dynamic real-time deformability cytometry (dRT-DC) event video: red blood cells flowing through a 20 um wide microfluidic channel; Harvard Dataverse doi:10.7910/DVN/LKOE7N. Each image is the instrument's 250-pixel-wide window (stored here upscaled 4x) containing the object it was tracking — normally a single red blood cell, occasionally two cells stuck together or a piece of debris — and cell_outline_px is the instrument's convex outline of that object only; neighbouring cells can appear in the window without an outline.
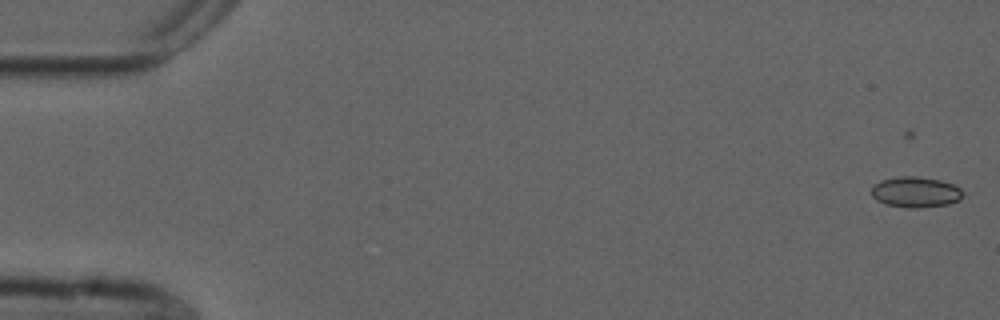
{"species": "common noctule bat (a hibernating species)", "species_latin": "Nyctalus noctula", "temperature_condition": "cold", "stored_images_in_passage": 23, "camera_frame_rate_fps": 3000, "um_per_image_px": 0.085, "animal": {"sex": "male", "forearm_length_mm": 52.5}, "frame": {"image": 1, "passage_image": 4, "time_ms": 1.0, "image_size_px": [1000, 320], "cell_outline_px": [[968, 196], [960, 200], [948, 204], [916, 208], [908, 208], [884, 204], [876, 200], [872, 196], [872, 184], [880, 180], [900, 176], [916, 176], [940, 180], [952, 184], [960, 188]], "centroid_in_image_um": [77.85, 16.33], "position_along_channel_um": 7.2, "area_um2": 16.65}}
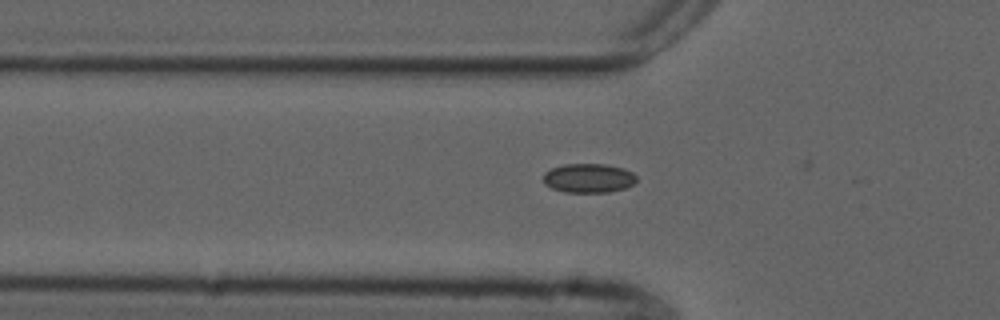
{"frame": {"image": 2, "passage_image": 21, "time_ms": 6.667, "image_size_px": [1000, 320], "cell_outline_px": [[636, 180], [632, 184], [624, 188], [608, 192], [564, 192], [552, 188], [544, 184], [544, 172], [552, 168], [564, 164], [608, 164], [624, 168], [632, 172], [636, 176]], "centroid_in_image_um": [50.02, 15.13], "position_along_channel_um": 75.8, "area_um2": 15.84}}